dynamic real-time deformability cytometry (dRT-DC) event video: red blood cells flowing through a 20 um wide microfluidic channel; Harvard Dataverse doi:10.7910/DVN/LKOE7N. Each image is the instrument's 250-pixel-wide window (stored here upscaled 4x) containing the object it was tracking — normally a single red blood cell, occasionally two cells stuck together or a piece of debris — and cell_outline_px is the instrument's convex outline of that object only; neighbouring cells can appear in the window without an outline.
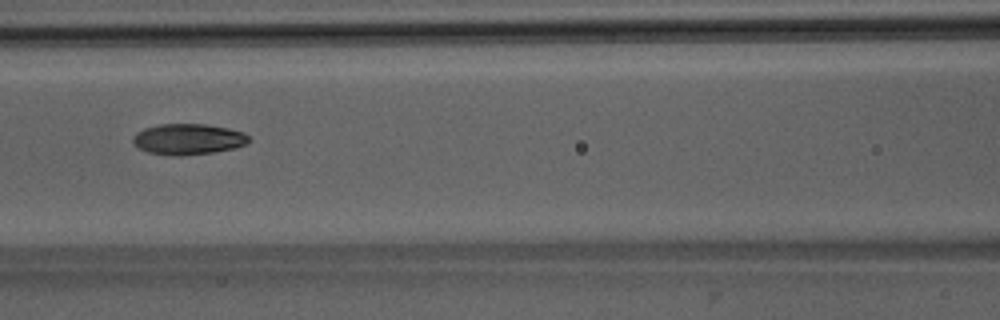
{"species": "Egyptian fruit bat (a non-hibernating species)", "species_latin": "Rousettus aegyptiacus", "temperature_condition": "room temperature", "stored_images_in_passage": 7, "camera_frame_rate_fps": 3000, "um_per_image_px": 0.085, "animal": {"sex": "male"}, "frame": {"image": 1, "passage_image": 7, "time_ms": 7.667, "image_size_px": [1000, 320], "cell_outline_px": [[252, 140], [236, 148], [212, 152], [180, 156], [176, 156], [148, 152], [140, 148], [132, 140], [132, 136], [136, 132], [144, 128], [160, 124], [204, 124], [228, 128], [244, 132]], "centroid_in_image_um": [16.0, 11.82], "position_along_channel_um": 150.6, "area_um2": 20.81}}